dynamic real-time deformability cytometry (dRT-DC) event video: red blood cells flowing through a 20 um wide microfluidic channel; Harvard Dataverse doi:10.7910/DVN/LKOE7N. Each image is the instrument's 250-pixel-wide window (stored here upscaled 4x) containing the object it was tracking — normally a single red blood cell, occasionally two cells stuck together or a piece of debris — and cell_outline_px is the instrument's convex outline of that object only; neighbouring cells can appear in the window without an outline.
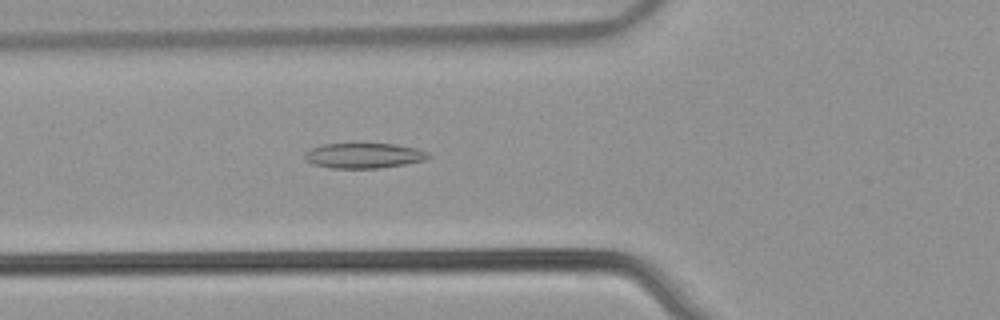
{"species": "common noctule bat (a hibernating species)", "species_latin": "Nyctalus noctula", "temperature_condition": "warm", "stored_images_in_passage": 49, "camera_frame_rate_fps": 3000, "um_per_image_px": 0.085, "animal": {"sex": "male", "body_mass_g": 21.5, "forearm_length_mm": 52.0}, "frame": {"image": 1, "passage_image": 20, "time_ms": 6.333, "image_size_px": [1000, 320], "cell_outline_px": [[432, 156], [424, 160], [404, 164], [380, 168], [332, 168], [312, 164], [304, 160], [304, 156], [312, 148], [324, 144], [396, 144], [416, 148], [428, 152]], "centroid_in_image_um": [30.94, 13.23], "position_along_channel_um": 94.9, "area_um2": 18.03}}
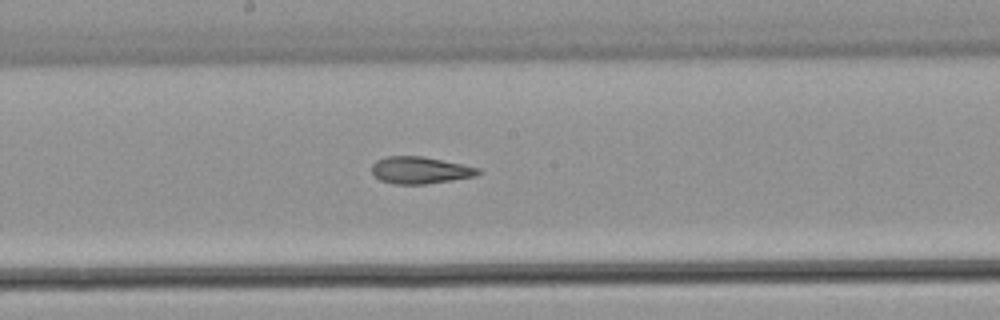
{"frame": {"image": 2, "passage_image": 29, "time_ms": 9.333, "image_size_px": [1000, 320], "cell_outline_px": [[484, 172], [476, 176], [452, 180], [424, 184], [396, 184], [380, 180], [372, 172], [372, 164], [376, 160], [388, 156], [420, 156], [480, 168]], "centroid_in_image_um": [35.72, 14.47], "position_along_channel_um": 212.5, "area_um2": 16.59}}
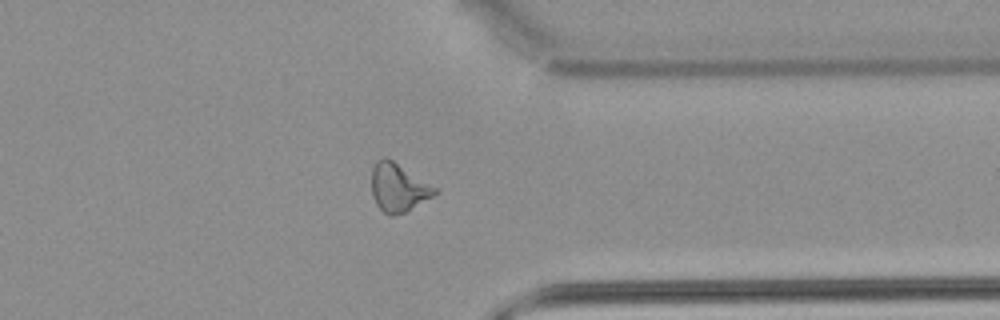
{"frame": {"image": 3, "passage_image": 42, "time_ms": 13.667, "image_size_px": [1000, 320], "cell_outline_px": [[440, 192], [404, 212], [392, 216], [388, 216], [376, 204], [372, 196], [372, 168], [376, 160], [384, 156], [392, 160], [436, 188]], "centroid_in_image_um": [33.82, 15.94], "position_along_channel_um": 377.6, "area_um2": 17.51}}